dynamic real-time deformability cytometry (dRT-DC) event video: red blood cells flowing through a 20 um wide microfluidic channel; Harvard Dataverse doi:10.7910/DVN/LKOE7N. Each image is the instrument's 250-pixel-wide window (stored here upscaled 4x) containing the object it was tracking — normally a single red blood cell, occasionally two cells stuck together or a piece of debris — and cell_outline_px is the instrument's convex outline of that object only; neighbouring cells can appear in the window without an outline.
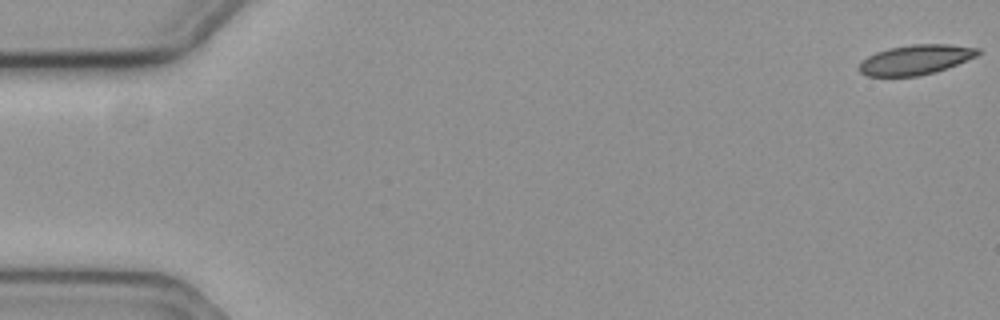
{"species": "common noctule bat (a hibernating species)", "species_latin": "Nyctalus noctula", "temperature_condition": "cold", "stored_images_in_passage": 10, "camera_frame_rate_fps": 3000, "um_per_image_px": 0.085, "animal": {"sex": "female", "body_mass_g": 19.3, "forearm_length_mm": 54.1}, "frame": {"image": 1, "passage_image": 1, "time_ms": 0.0, "image_size_px": [1000, 320], "cell_outline_px": [[980, 52], [976, 56], [936, 72], [916, 76], [868, 76], [860, 72], [856, 68], [868, 56], [876, 52], [888, 48], [912, 44], [948, 44], [980, 48]], "centroid_in_image_um": [77.81, 5.07], "position_along_channel_um": 7.2, "area_um2": 20.52}}